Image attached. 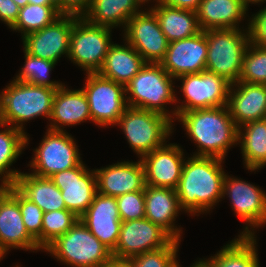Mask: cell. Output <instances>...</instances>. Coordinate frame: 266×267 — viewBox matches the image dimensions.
<instances>
[{
    "mask_svg": "<svg viewBox=\"0 0 266 267\" xmlns=\"http://www.w3.org/2000/svg\"><path fill=\"white\" fill-rule=\"evenodd\" d=\"M223 159L194 156L184 162L176 193L180 208L191 215L213 209L223 198Z\"/></svg>",
    "mask_w": 266,
    "mask_h": 267,
    "instance_id": "6da1fadb",
    "label": "cell"
},
{
    "mask_svg": "<svg viewBox=\"0 0 266 267\" xmlns=\"http://www.w3.org/2000/svg\"><path fill=\"white\" fill-rule=\"evenodd\" d=\"M177 119L198 145L194 156L224 160L228 149L238 144V127L227 105L181 112Z\"/></svg>",
    "mask_w": 266,
    "mask_h": 267,
    "instance_id": "7a4b0ae2",
    "label": "cell"
},
{
    "mask_svg": "<svg viewBox=\"0 0 266 267\" xmlns=\"http://www.w3.org/2000/svg\"><path fill=\"white\" fill-rule=\"evenodd\" d=\"M56 91L13 80L0 93V123L24 131L23 123L38 116L50 118Z\"/></svg>",
    "mask_w": 266,
    "mask_h": 267,
    "instance_id": "3957f363",
    "label": "cell"
},
{
    "mask_svg": "<svg viewBox=\"0 0 266 267\" xmlns=\"http://www.w3.org/2000/svg\"><path fill=\"white\" fill-rule=\"evenodd\" d=\"M173 80L175 78L171 77L159 63H146L125 85L128 107L153 111L173 122L171 119L173 116L164 107L165 104L175 103L178 100L174 93Z\"/></svg>",
    "mask_w": 266,
    "mask_h": 267,
    "instance_id": "277c9868",
    "label": "cell"
},
{
    "mask_svg": "<svg viewBox=\"0 0 266 267\" xmlns=\"http://www.w3.org/2000/svg\"><path fill=\"white\" fill-rule=\"evenodd\" d=\"M44 251L71 267H104L114 261L112 251L80 219Z\"/></svg>",
    "mask_w": 266,
    "mask_h": 267,
    "instance_id": "5b68a950",
    "label": "cell"
},
{
    "mask_svg": "<svg viewBox=\"0 0 266 267\" xmlns=\"http://www.w3.org/2000/svg\"><path fill=\"white\" fill-rule=\"evenodd\" d=\"M205 34L208 47L206 70L231 84L238 82L244 54L250 44L247 29H209Z\"/></svg>",
    "mask_w": 266,
    "mask_h": 267,
    "instance_id": "8992f818",
    "label": "cell"
},
{
    "mask_svg": "<svg viewBox=\"0 0 266 267\" xmlns=\"http://www.w3.org/2000/svg\"><path fill=\"white\" fill-rule=\"evenodd\" d=\"M172 123L162 114L128 107L116 125L123 129L129 145L141 158L167 142L174 130Z\"/></svg>",
    "mask_w": 266,
    "mask_h": 267,
    "instance_id": "52a82bcc",
    "label": "cell"
},
{
    "mask_svg": "<svg viewBox=\"0 0 266 267\" xmlns=\"http://www.w3.org/2000/svg\"><path fill=\"white\" fill-rule=\"evenodd\" d=\"M112 28L97 26L73 15L68 58L87 73H97L103 66L111 42Z\"/></svg>",
    "mask_w": 266,
    "mask_h": 267,
    "instance_id": "ba28073f",
    "label": "cell"
},
{
    "mask_svg": "<svg viewBox=\"0 0 266 267\" xmlns=\"http://www.w3.org/2000/svg\"><path fill=\"white\" fill-rule=\"evenodd\" d=\"M82 88L90 107L92 122L97 126L116 125L128 108L125 86L97 73H87Z\"/></svg>",
    "mask_w": 266,
    "mask_h": 267,
    "instance_id": "9c48e42d",
    "label": "cell"
},
{
    "mask_svg": "<svg viewBox=\"0 0 266 267\" xmlns=\"http://www.w3.org/2000/svg\"><path fill=\"white\" fill-rule=\"evenodd\" d=\"M176 79L182 82L180 89L185 96V103L182 101L172 111V115L176 116L175 120L181 112L228 104L231 83L222 76L204 70L200 73L184 74Z\"/></svg>",
    "mask_w": 266,
    "mask_h": 267,
    "instance_id": "30bf717a",
    "label": "cell"
},
{
    "mask_svg": "<svg viewBox=\"0 0 266 267\" xmlns=\"http://www.w3.org/2000/svg\"><path fill=\"white\" fill-rule=\"evenodd\" d=\"M47 129L34 157L29 164L31 174L51 177L53 174L77 167L81 162L79 149L74 138L67 132Z\"/></svg>",
    "mask_w": 266,
    "mask_h": 267,
    "instance_id": "8fae6325",
    "label": "cell"
},
{
    "mask_svg": "<svg viewBox=\"0 0 266 267\" xmlns=\"http://www.w3.org/2000/svg\"><path fill=\"white\" fill-rule=\"evenodd\" d=\"M10 248L41 249L28 233L19 208V191L13 185H0V250L6 255Z\"/></svg>",
    "mask_w": 266,
    "mask_h": 267,
    "instance_id": "7c38bea8",
    "label": "cell"
},
{
    "mask_svg": "<svg viewBox=\"0 0 266 267\" xmlns=\"http://www.w3.org/2000/svg\"><path fill=\"white\" fill-rule=\"evenodd\" d=\"M173 238L149 219L122 222L119 239L112 251L114 261H124L136 255L165 247Z\"/></svg>",
    "mask_w": 266,
    "mask_h": 267,
    "instance_id": "4fadbf2b",
    "label": "cell"
},
{
    "mask_svg": "<svg viewBox=\"0 0 266 267\" xmlns=\"http://www.w3.org/2000/svg\"><path fill=\"white\" fill-rule=\"evenodd\" d=\"M228 195L238 218L245 221L246 227L240 236H255L254 228L266 224V193L254 184L241 179L224 177L223 198ZM252 229V231L249 229Z\"/></svg>",
    "mask_w": 266,
    "mask_h": 267,
    "instance_id": "5bb4252c",
    "label": "cell"
},
{
    "mask_svg": "<svg viewBox=\"0 0 266 267\" xmlns=\"http://www.w3.org/2000/svg\"><path fill=\"white\" fill-rule=\"evenodd\" d=\"M124 38L147 63H160L169 44L157 16L150 8L149 11H140L128 20Z\"/></svg>",
    "mask_w": 266,
    "mask_h": 267,
    "instance_id": "9a60e30c",
    "label": "cell"
},
{
    "mask_svg": "<svg viewBox=\"0 0 266 267\" xmlns=\"http://www.w3.org/2000/svg\"><path fill=\"white\" fill-rule=\"evenodd\" d=\"M81 162L77 167L64 170L49 177L60 189L66 209L81 217L93 202L97 193V177L94 170Z\"/></svg>",
    "mask_w": 266,
    "mask_h": 267,
    "instance_id": "2e32d148",
    "label": "cell"
},
{
    "mask_svg": "<svg viewBox=\"0 0 266 267\" xmlns=\"http://www.w3.org/2000/svg\"><path fill=\"white\" fill-rule=\"evenodd\" d=\"M73 15H61L52 24L22 38L23 48L30 55L57 63L69 55Z\"/></svg>",
    "mask_w": 266,
    "mask_h": 267,
    "instance_id": "e0dca14e",
    "label": "cell"
},
{
    "mask_svg": "<svg viewBox=\"0 0 266 267\" xmlns=\"http://www.w3.org/2000/svg\"><path fill=\"white\" fill-rule=\"evenodd\" d=\"M207 52L206 34L201 30L192 37L170 42L159 64L176 79L206 70Z\"/></svg>",
    "mask_w": 266,
    "mask_h": 267,
    "instance_id": "ac0fdd59",
    "label": "cell"
},
{
    "mask_svg": "<svg viewBox=\"0 0 266 267\" xmlns=\"http://www.w3.org/2000/svg\"><path fill=\"white\" fill-rule=\"evenodd\" d=\"M183 154L178 144L165 143L142 156L145 184L176 190L186 160Z\"/></svg>",
    "mask_w": 266,
    "mask_h": 267,
    "instance_id": "d6986e66",
    "label": "cell"
},
{
    "mask_svg": "<svg viewBox=\"0 0 266 267\" xmlns=\"http://www.w3.org/2000/svg\"><path fill=\"white\" fill-rule=\"evenodd\" d=\"M79 219L106 247L115 249L122 225L116 197L97 192Z\"/></svg>",
    "mask_w": 266,
    "mask_h": 267,
    "instance_id": "ffe728a7",
    "label": "cell"
},
{
    "mask_svg": "<svg viewBox=\"0 0 266 267\" xmlns=\"http://www.w3.org/2000/svg\"><path fill=\"white\" fill-rule=\"evenodd\" d=\"M138 162L123 161L96 169L97 192L118 197L126 193L144 191V167Z\"/></svg>",
    "mask_w": 266,
    "mask_h": 267,
    "instance_id": "44dd1931",
    "label": "cell"
},
{
    "mask_svg": "<svg viewBox=\"0 0 266 267\" xmlns=\"http://www.w3.org/2000/svg\"><path fill=\"white\" fill-rule=\"evenodd\" d=\"M227 106L238 128L248 122L264 119L266 85L241 81L231 84Z\"/></svg>",
    "mask_w": 266,
    "mask_h": 267,
    "instance_id": "7402d4cb",
    "label": "cell"
},
{
    "mask_svg": "<svg viewBox=\"0 0 266 267\" xmlns=\"http://www.w3.org/2000/svg\"><path fill=\"white\" fill-rule=\"evenodd\" d=\"M145 218L159 225L173 239L181 241V228L175 226L180 208L176 190L145 185Z\"/></svg>",
    "mask_w": 266,
    "mask_h": 267,
    "instance_id": "603a6c76",
    "label": "cell"
},
{
    "mask_svg": "<svg viewBox=\"0 0 266 267\" xmlns=\"http://www.w3.org/2000/svg\"><path fill=\"white\" fill-rule=\"evenodd\" d=\"M49 119L52 121L48 129L53 131H63L66 126L77 125L87 120L92 121L90 107L83 89L70 90L65 85L57 89Z\"/></svg>",
    "mask_w": 266,
    "mask_h": 267,
    "instance_id": "cb8c5ba5",
    "label": "cell"
},
{
    "mask_svg": "<svg viewBox=\"0 0 266 267\" xmlns=\"http://www.w3.org/2000/svg\"><path fill=\"white\" fill-rule=\"evenodd\" d=\"M247 9L243 0H201L196 15L202 31L241 29L239 24L246 17Z\"/></svg>",
    "mask_w": 266,
    "mask_h": 267,
    "instance_id": "d4e9b609",
    "label": "cell"
},
{
    "mask_svg": "<svg viewBox=\"0 0 266 267\" xmlns=\"http://www.w3.org/2000/svg\"><path fill=\"white\" fill-rule=\"evenodd\" d=\"M12 185L44 213L66 209L60 189L49 177L22 172Z\"/></svg>",
    "mask_w": 266,
    "mask_h": 267,
    "instance_id": "484cf974",
    "label": "cell"
},
{
    "mask_svg": "<svg viewBox=\"0 0 266 267\" xmlns=\"http://www.w3.org/2000/svg\"><path fill=\"white\" fill-rule=\"evenodd\" d=\"M146 63L130 44H112L98 73L125 86Z\"/></svg>",
    "mask_w": 266,
    "mask_h": 267,
    "instance_id": "4316f807",
    "label": "cell"
},
{
    "mask_svg": "<svg viewBox=\"0 0 266 267\" xmlns=\"http://www.w3.org/2000/svg\"><path fill=\"white\" fill-rule=\"evenodd\" d=\"M150 9L157 16L161 30L169 43L192 37L201 31L194 11L172 7L161 1Z\"/></svg>",
    "mask_w": 266,
    "mask_h": 267,
    "instance_id": "83f0119b",
    "label": "cell"
},
{
    "mask_svg": "<svg viewBox=\"0 0 266 267\" xmlns=\"http://www.w3.org/2000/svg\"><path fill=\"white\" fill-rule=\"evenodd\" d=\"M140 7L136 0H92L83 18L93 25L109 28L119 25L125 29L128 20L141 11Z\"/></svg>",
    "mask_w": 266,
    "mask_h": 267,
    "instance_id": "f1b7e54d",
    "label": "cell"
},
{
    "mask_svg": "<svg viewBox=\"0 0 266 267\" xmlns=\"http://www.w3.org/2000/svg\"><path fill=\"white\" fill-rule=\"evenodd\" d=\"M208 260H198L203 267H259L255 236H240Z\"/></svg>",
    "mask_w": 266,
    "mask_h": 267,
    "instance_id": "f546056e",
    "label": "cell"
},
{
    "mask_svg": "<svg viewBox=\"0 0 266 267\" xmlns=\"http://www.w3.org/2000/svg\"><path fill=\"white\" fill-rule=\"evenodd\" d=\"M248 170L255 171L266 165V121L248 122L238 128V144Z\"/></svg>",
    "mask_w": 266,
    "mask_h": 267,
    "instance_id": "4dcf8cb0",
    "label": "cell"
},
{
    "mask_svg": "<svg viewBox=\"0 0 266 267\" xmlns=\"http://www.w3.org/2000/svg\"><path fill=\"white\" fill-rule=\"evenodd\" d=\"M1 127H7L0 131V177L1 184L12 185L18 175L21 173L18 170H12L11 167L13 162H16L18 156L22 153L28 145V136L24 131L17 128L10 127V125H3Z\"/></svg>",
    "mask_w": 266,
    "mask_h": 267,
    "instance_id": "1f68e13d",
    "label": "cell"
},
{
    "mask_svg": "<svg viewBox=\"0 0 266 267\" xmlns=\"http://www.w3.org/2000/svg\"><path fill=\"white\" fill-rule=\"evenodd\" d=\"M61 15L55 5L27 4L20 8L18 19L11 30L21 32L23 38L52 24Z\"/></svg>",
    "mask_w": 266,
    "mask_h": 267,
    "instance_id": "d6a6232c",
    "label": "cell"
},
{
    "mask_svg": "<svg viewBox=\"0 0 266 267\" xmlns=\"http://www.w3.org/2000/svg\"><path fill=\"white\" fill-rule=\"evenodd\" d=\"M24 51L25 64L16 75L15 81L26 82L33 85L46 86L59 89L63 83L49 80L50 71L56 65L55 62L34 57Z\"/></svg>",
    "mask_w": 266,
    "mask_h": 267,
    "instance_id": "836d02e7",
    "label": "cell"
},
{
    "mask_svg": "<svg viewBox=\"0 0 266 267\" xmlns=\"http://www.w3.org/2000/svg\"><path fill=\"white\" fill-rule=\"evenodd\" d=\"M78 220L79 217L68 209L45 212L42 220L41 250L57 237L64 235Z\"/></svg>",
    "mask_w": 266,
    "mask_h": 267,
    "instance_id": "e575fe53",
    "label": "cell"
},
{
    "mask_svg": "<svg viewBox=\"0 0 266 267\" xmlns=\"http://www.w3.org/2000/svg\"><path fill=\"white\" fill-rule=\"evenodd\" d=\"M179 240L172 239L165 247L147 251L123 262L127 267H177Z\"/></svg>",
    "mask_w": 266,
    "mask_h": 267,
    "instance_id": "d590c367",
    "label": "cell"
},
{
    "mask_svg": "<svg viewBox=\"0 0 266 267\" xmlns=\"http://www.w3.org/2000/svg\"><path fill=\"white\" fill-rule=\"evenodd\" d=\"M238 81L266 85V48L249 44Z\"/></svg>",
    "mask_w": 266,
    "mask_h": 267,
    "instance_id": "8d00e7d4",
    "label": "cell"
},
{
    "mask_svg": "<svg viewBox=\"0 0 266 267\" xmlns=\"http://www.w3.org/2000/svg\"><path fill=\"white\" fill-rule=\"evenodd\" d=\"M19 208L28 233L36 240L38 246L41 248V230L44 212L38 205L29 201L20 192Z\"/></svg>",
    "mask_w": 266,
    "mask_h": 267,
    "instance_id": "74e56055",
    "label": "cell"
},
{
    "mask_svg": "<svg viewBox=\"0 0 266 267\" xmlns=\"http://www.w3.org/2000/svg\"><path fill=\"white\" fill-rule=\"evenodd\" d=\"M122 222L145 218L144 191L126 193L116 197Z\"/></svg>",
    "mask_w": 266,
    "mask_h": 267,
    "instance_id": "f35d334b",
    "label": "cell"
},
{
    "mask_svg": "<svg viewBox=\"0 0 266 267\" xmlns=\"http://www.w3.org/2000/svg\"><path fill=\"white\" fill-rule=\"evenodd\" d=\"M247 31L250 44L266 48V7L252 15Z\"/></svg>",
    "mask_w": 266,
    "mask_h": 267,
    "instance_id": "ab89813d",
    "label": "cell"
},
{
    "mask_svg": "<svg viewBox=\"0 0 266 267\" xmlns=\"http://www.w3.org/2000/svg\"><path fill=\"white\" fill-rule=\"evenodd\" d=\"M20 7L13 0H0V20L12 28L19 16Z\"/></svg>",
    "mask_w": 266,
    "mask_h": 267,
    "instance_id": "60d3db41",
    "label": "cell"
},
{
    "mask_svg": "<svg viewBox=\"0 0 266 267\" xmlns=\"http://www.w3.org/2000/svg\"><path fill=\"white\" fill-rule=\"evenodd\" d=\"M92 0H61V14L83 17Z\"/></svg>",
    "mask_w": 266,
    "mask_h": 267,
    "instance_id": "b9f144b4",
    "label": "cell"
},
{
    "mask_svg": "<svg viewBox=\"0 0 266 267\" xmlns=\"http://www.w3.org/2000/svg\"><path fill=\"white\" fill-rule=\"evenodd\" d=\"M166 5L196 12L201 0H160Z\"/></svg>",
    "mask_w": 266,
    "mask_h": 267,
    "instance_id": "7bdbcfd3",
    "label": "cell"
},
{
    "mask_svg": "<svg viewBox=\"0 0 266 267\" xmlns=\"http://www.w3.org/2000/svg\"><path fill=\"white\" fill-rule=\"evenodd\" d=\"M28 4H35V5H54L50 0H28Z\"/></svg>",
    "mask_w": 266,
    "mask_h": 267,
    "instance_id": "ee69618b",
    "label": "cell"
},
{
    "mask_svg": "<svg viewBox=\"0 0 266 267\" xmlns=\"http://www.w3.org/2000/svg\"><path fill=\"white\" fill-rule=\"evenodd\" d=\"M104 267H127V265L123 261H113Z\"/></svg>",
    "mask_w": 266,
    "mask_h": 267,
    "instance_id": "f6af8a7d",
    "label": "cell"
},
{
    "mask_svg": "<svg viewBox=\"0 0 266 267\" xmlns=\"http://www.w3.org/2000/svg\"><path fill=\"white\" fill-rule=\"evenodd\" d=\"M266 0H243V2L249 6V4L264 3Z\"/></svg>",
    "mask_w": 266,
    "mask_h": 267,
    "instance_id": "bcb514c9",
    "label": "cell"
},
{
    "mask_svg": "<svg viewBox=\"0 0 266 267\" xmlns=\"http://www.w3.org/2000/svg\"><path fill=\"white\" fill-rule=\"evenodd\" d=\"M20 8L28 4V0H13Z\"/></svg>",
    "mask_w": 266,
    "mask_h": 267,
    "instance_id": "7dc6e473",
    "label": "cell"
},
{
    "mask_svg": "<svg viewBox=\"0 0 266 267\" xmlns=\"http://www.w3.org/2000/svg\"><path fill=\"white\" fill-rule=\"evenodd\" d=\"M58 9V11L61 13V0H50Z\"/></svg>",
    "mask_w": 266,
    "mask_h": 267,
    "instance_id": "c3c4849f",
    "label": "cell"
},
{
    "mask_svg": "<svg viewBox=\"0 0 266 267\" xmlns=\"http://www.w3.org/2000/svg\"><path fill=\"white\" fill-rule=\"evenodd\" d=\"M138 2V4L141 6L142 4H145V2L151 1V0H136ZM156 1V3H158L160 0H153Z\"/></svg>",
    "mask_w": 266,
    "mask_h": 267,
    "instance_id": "681fc988",
    "label": "cell"
},
{
    "mask_svg": "<svg viewBox=\"0 0 266 267\" xmlns=\"http://www.w3.org/2000/svg\"><path fill=\"white\" fill-rule=\"evenodd\" d=\"M190 267H203L198 261H196L195 263H193L192 266Z\"/></svg>",
    "mask_w": 266,
    "mask_h": 267,
    "instance_id": "f907efd6",
    "label": "cell"
},
{
    "mask_svg": "<svg viewBox=\"0 0 266 267\" xmlns=\"http://www.w3.org/2000/svg\"><path fill=\"white\" fill-rule=\"evenodd\" d=\"M5 254L0 250V259L2 260L3 259V256H4ZM0 260V261H1Z\"/></svg>",
    "mask_w": 266,
    "mask_h": 267,
    "instance_id": "816d5d0a",
    "label": "cell"
}]
</instances>
